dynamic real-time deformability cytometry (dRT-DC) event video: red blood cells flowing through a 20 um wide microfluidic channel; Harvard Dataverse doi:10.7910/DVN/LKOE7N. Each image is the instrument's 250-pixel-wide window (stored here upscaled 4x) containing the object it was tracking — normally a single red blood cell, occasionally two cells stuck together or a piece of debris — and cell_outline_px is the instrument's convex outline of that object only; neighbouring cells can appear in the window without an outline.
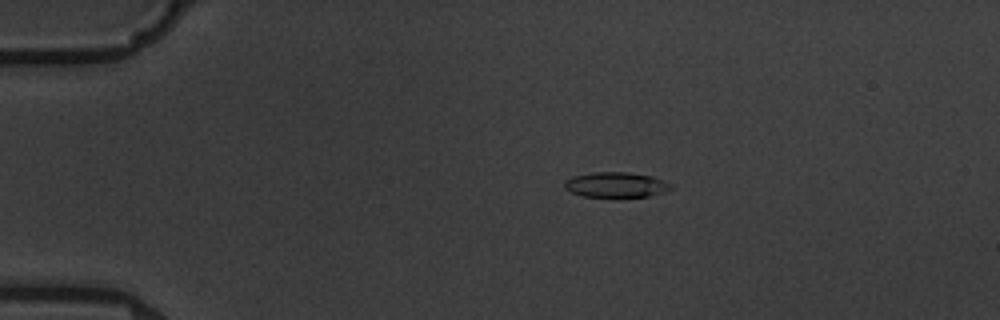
{"species": "common noctule bat (a hibernating species)", "species_latin": "Nyctalus noctula", "temperature_condition": "warm", "stored_images_in_passage": 4, "camera_frame_rate_fps": 3000, "um_per_image_px": 0.085, "animal": {"sex": "male", "body_mass_g": 19.5, "forearm_length_mm": 54.6}, "frame": {"image": 1, "passage_image": 2, "time_ms": 1.333, "image_size_px": [1000, 320], "cell_outline_px": [[672, 188], [664, 192], [648, 196], [616, 200], [584, 196], [572, 192], [564, 188], [564, 180], [572, 176], [592, 172], [628, 172], [652, 176], [664, 180], [672, 184]], "centroid_in_image_um": [52.35, 15.74], "position_along_channel_um": 32.6, "area_um2": 16.47}}